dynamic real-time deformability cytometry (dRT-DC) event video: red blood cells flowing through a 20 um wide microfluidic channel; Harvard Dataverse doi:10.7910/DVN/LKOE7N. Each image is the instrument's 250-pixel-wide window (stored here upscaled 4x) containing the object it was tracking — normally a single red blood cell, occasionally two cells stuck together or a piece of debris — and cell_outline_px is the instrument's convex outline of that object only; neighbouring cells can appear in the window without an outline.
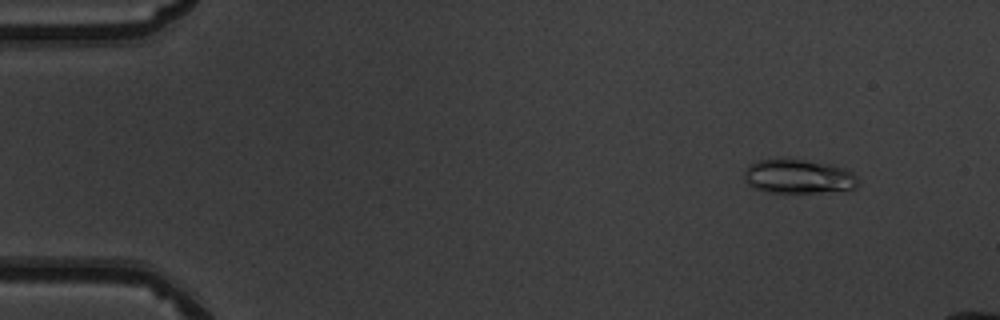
{"species": "common noctule bat (a hibernating species)", "species_latin": "Nyctalus noctula", "temperature_condition": "warm", "stored_images_in_passage": 49, "camera_frame_rate_fps": 3000, "um_per_image_px": 0.085, "animal": {"sex": "male", "body_mass_g": 19.5, "forearm_length_mm": 54.6}, "frame": {"image": 1, "passage_image": 5, "time_ms": 1.333, "image_size_px": [1000, 320], "cell_outline_px": [[856, 188], [816, 192], [768, 192], [752, 188], [744, 180], [744, 172], [748, 164], [760, 160], [780, 156], [788, 156], [832, 164], [844, 168], [852, 172], [856, 176]], "centroid_in_image_um": [67.78, 14.94], "position_along_channel_um": 17.2, "area_um2": 23.24}}
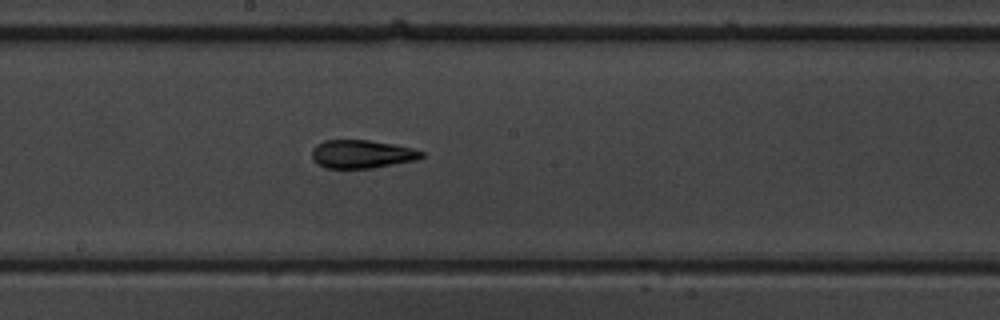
{"frame": {"image": 2, "passage_image": 28, "time_ms": 9.0, "image_size_px": [1000, 320], "cell_outline_px": [[424, 156], [416, 160], [372, 168], [324, 168], [312, 160], [312, 148], [316, 144], [324, 140], [368, 140], [392, 144], [412, 148], [424, 152]], "centroid_in_image_um": [30.72, 13.1], "position_along_channel_um": 217.5, "area_um2": 18.09}}
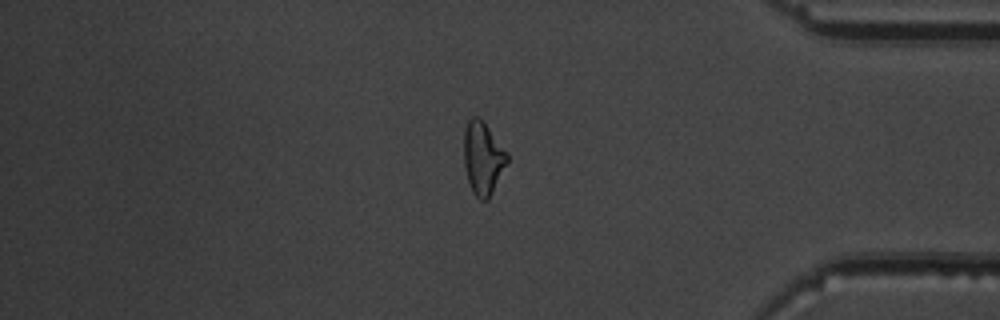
{"frame": {"image": 3, "passage_image": 43, "time_ms": 14.0, "image_size_px": [1000, 320], "cell_outline_px": [[508, 160], [488, 200], [480, 200], [472, 192], [468, 180], [464, 164], [464, 128], [468, 120], [472, 116], [480, 116], [508, 152]], "centroid_in_image_um": [41.04, 13.39], "position_along_channel_um": 394.2, "area_um2": 18.44}, "authors_computed_cell_mechanics": {"area_um2": 18.6694, "velocity_mm_per_s": 4.027, "shape_relaxation_time_tau1_ms": 9.4683, "shape_relaxation_time_tau2_ms": 2.8008, "deformation_change_tau1": 0.2529, "deformation_change_tau2": 0.1098}}